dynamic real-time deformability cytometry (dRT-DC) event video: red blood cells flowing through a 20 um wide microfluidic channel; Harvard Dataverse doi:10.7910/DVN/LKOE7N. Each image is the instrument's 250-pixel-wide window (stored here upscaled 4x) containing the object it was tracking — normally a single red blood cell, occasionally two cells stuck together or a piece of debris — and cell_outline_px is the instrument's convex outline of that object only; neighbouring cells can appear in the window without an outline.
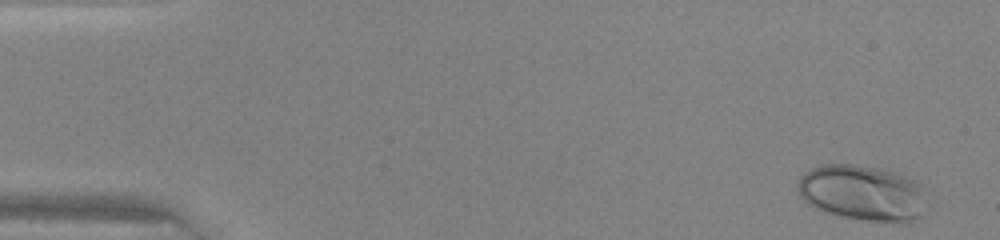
{"species": "human", "species_latin": "Homo sapiens", "temperature_condition": "warm", "stored_images_in_passage": 45, "camera_frame_rate_fps": 3000, "um_per_image_px": 0.085, "donor": {"sex": "female"}, "frame": {"image": 1, "passage_image": 1, "time_ms": 0.0, "image_size_px": [1000, 240], "cell_outline_px": [[920, 216], [908, 220], [868, 220], [840, 216], [816, 208], [808, 204], [800, 196], [796, 188], [796, 184], [800, 176], [804, 172], [820, 164], [852, 164], [876, 168], [896, 172], [920, 184]], "centroid_in_image_um": [73.14, 16.34], "position_along_channel_um": 11.9, "area_um2": 40.58}}
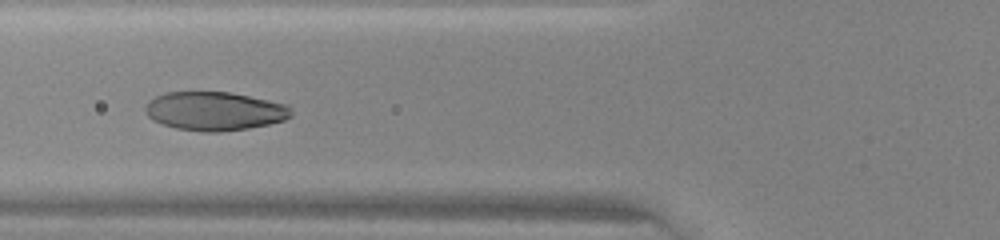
{"frame": {"image": 2, "passage_image": 17, "time_ms": 5.333, "image_size_px": [1000, 240], "cell_outline_px": [[292, 116], [284, 120], [268, 124], [248, 128], [220, 132], [204, 132], [176, 128], [152, 120], [144, 112], [144, 108], [148, 100], [164, 92], [228, 92], [288, 104], [292, 108]], "centroid_in_image_um": [18.23, 9.44], "position_along_channel_um": 107.6, "area_um2": 33.0}}
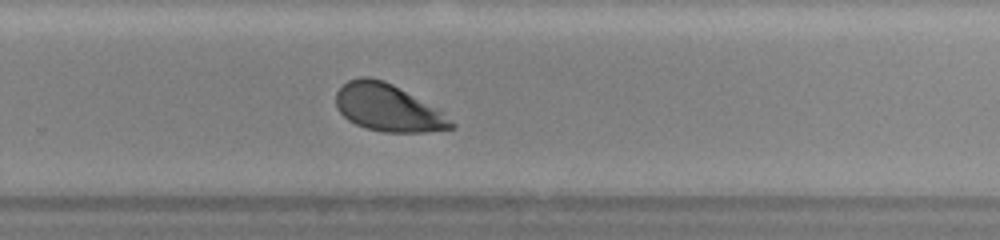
{"frame": {"image": 3, "passage_image": 30, "time_ms": 9.667, "image_size_px": [1000, 240], "cell_outline_px": [[456, 128], [424, 132], [384, 132], [364, 128], [348, 120], [336, 108], [336, 92], [348, 80], [360, 76], [368, 76], [384, 80], [392, 84], [440, 112], [456, 124]], "centroid_in_image_um": [32.91, 9.17], "position_along_channel_um": 296.9, "area_um2": 31.21}}